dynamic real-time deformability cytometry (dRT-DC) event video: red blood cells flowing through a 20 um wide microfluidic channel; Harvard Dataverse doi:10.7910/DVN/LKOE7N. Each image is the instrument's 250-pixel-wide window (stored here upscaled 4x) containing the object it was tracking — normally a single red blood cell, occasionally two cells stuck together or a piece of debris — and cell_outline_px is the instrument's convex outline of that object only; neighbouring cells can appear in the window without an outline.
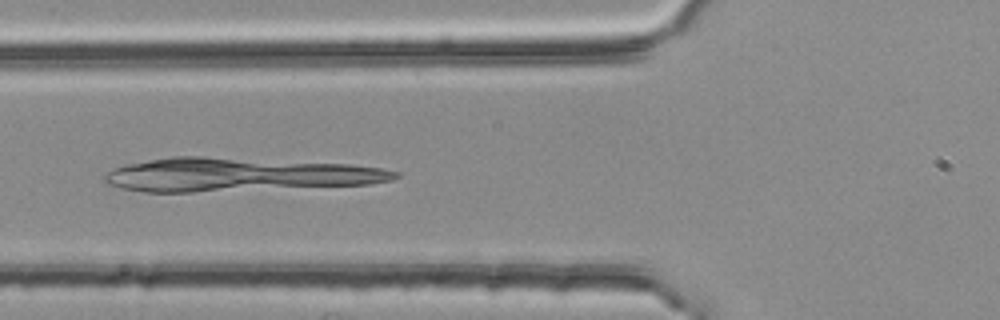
{"species": "common noctule bat (a hibernating species)", "species_latin": "Nyctalus noctula", "temperature_condition": "room temperature", "stored_images_in_passage": 2, "camera_frame_rate_fps": 3000, "um_per_image_px": 0.085, "animal": {"sex": "female", "body_mass_g": 25.1}, "frame": {"image": 1, "passage_image": 2, "time_ms": 0.333, "image_size_px": [1000, 320], "cell_outline_px": [[400, 176], [392, 180], [368, 184], [196, 192], [144, 192], [120, 188], [108, 184], [104, 180], [104, 176], [112, 168], [128, 164], [172, 156], [204, 156], [348, 164], [384, 168], [400, 172]], "centroid_in_image_um": [20.26, 14.84], "position_along_channel_um": 105.5, "area_um2": 56.59}}